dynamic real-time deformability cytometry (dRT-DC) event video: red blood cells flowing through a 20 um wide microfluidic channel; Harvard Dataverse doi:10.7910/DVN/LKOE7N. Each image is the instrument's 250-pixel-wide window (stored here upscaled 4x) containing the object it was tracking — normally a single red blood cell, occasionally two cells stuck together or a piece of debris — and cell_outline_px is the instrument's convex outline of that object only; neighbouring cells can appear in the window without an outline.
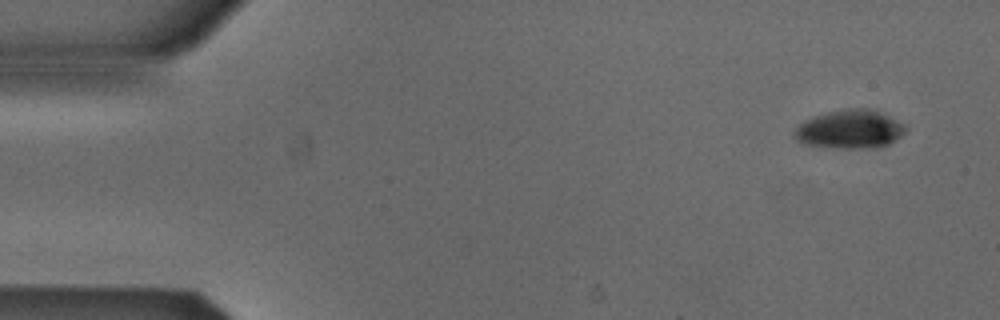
{"species": "Egyptian fruit bat (a non-hibernating species)", "species_latin": "Rousettus aegyptiacus", "temperature_condition": "cold", "stored_images_in_passage": 5, "segment_of_instrument_passage": [1, 2], "camera_frame_rate_fps": 3000, "um_per_image_px": 0.085, "animal": {"sex": "male"}, "frame": {"image": 1, "passage_image": 1, "time_ms": 0.0, "image_size_px": [1000, 320], "cell_outline_px": [[908, 128], [900, 136], [888, 144], [872, 148], [840, 148], [804, 144], [796, 140], [792, 136], [792, 132], [804, 120], [812, 116], [844, 108], [868, 108], [880, 112], [904, 124]], "centroid_in_image_um": [72.19, 10.98], "position_along_channel_um": 12.8, "area_um2": 25.03}}